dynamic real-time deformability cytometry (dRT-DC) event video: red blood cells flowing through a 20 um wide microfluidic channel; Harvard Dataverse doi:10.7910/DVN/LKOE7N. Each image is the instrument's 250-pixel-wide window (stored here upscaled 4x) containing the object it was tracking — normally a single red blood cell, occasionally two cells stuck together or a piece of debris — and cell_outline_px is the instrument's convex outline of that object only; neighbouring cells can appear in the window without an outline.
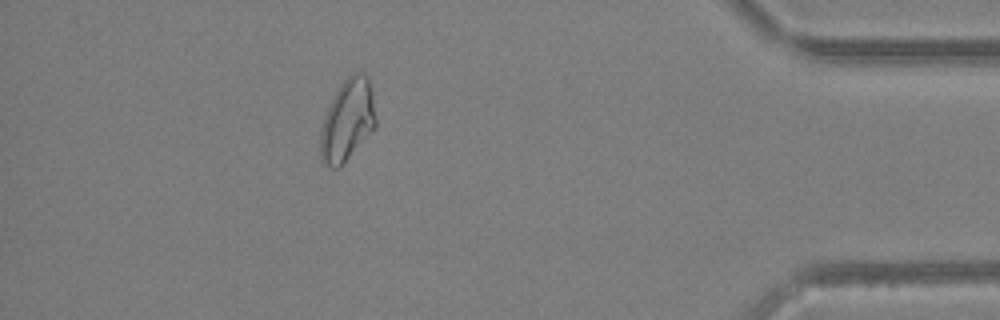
{"species": "Egyptian fruit bat (a non-hibernating species)", "species_latin": "Rousettus aegyptiacus", "temperature_condition": "warm", "stored_images_in_passage": 41, "segment_of_instrument_passage": [2, 2], "camera_frame_rate_fps": 3000, "um_per_image_px": 0.085, "animal": {"sex": "female"}, "frame": {"image": 1, "passage_image": 41, "time_ms": 13.333, "image_size_px": [1000, 320], "cell_outline_px": [[376, 124], [340, 168], [332, 168], [320, 160], [320, 132], [328, 108], [340, 84], [352, 72], [364, 72], [368, 76], [372, 92], [376, 120]], "centroid_in_image_um": [29.52, 10.2], "position_along_channel_um": 405.7, "area_um2": 26.01}}